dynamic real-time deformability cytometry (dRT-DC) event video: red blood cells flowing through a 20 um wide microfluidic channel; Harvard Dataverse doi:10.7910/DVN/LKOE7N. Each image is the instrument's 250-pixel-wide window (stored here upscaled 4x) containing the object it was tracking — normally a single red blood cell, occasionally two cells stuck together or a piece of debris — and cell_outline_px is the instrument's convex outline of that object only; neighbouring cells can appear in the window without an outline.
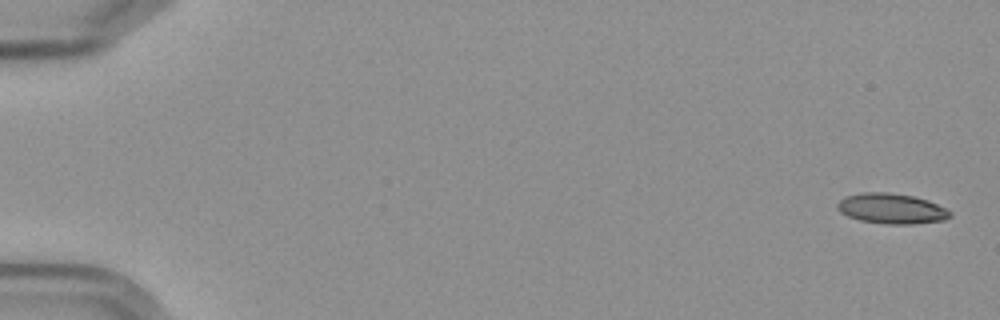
{"species": "Egyptian fruit bat (a non-hibernating species)", "species_latin": "Rousettus aegyptiacus", "temperature_condition": "cold", "stored_images_in_passage": 6, "camera_frame_rate_fps": 3000, "um_per_image_px": 0.085, "frame": {"image": 1, "passage_image": 1, "time_ms": 0.0, "image_size_px": [1000, 320], "cell_outline_px": [[952, 216], [944, 220], [912, 224], [888, 224], [860, 220], [848, 216], [840, 212], [836, 208], [836, 204], [840, 200], [848, 196], [864, 192], [888, 192], [912, 196], [928, 200], [952, 212]], "centroid_in_image_um": [75.78, 17.73], "position_along_channel_um": 9.2, "area_um2": 19.77}}